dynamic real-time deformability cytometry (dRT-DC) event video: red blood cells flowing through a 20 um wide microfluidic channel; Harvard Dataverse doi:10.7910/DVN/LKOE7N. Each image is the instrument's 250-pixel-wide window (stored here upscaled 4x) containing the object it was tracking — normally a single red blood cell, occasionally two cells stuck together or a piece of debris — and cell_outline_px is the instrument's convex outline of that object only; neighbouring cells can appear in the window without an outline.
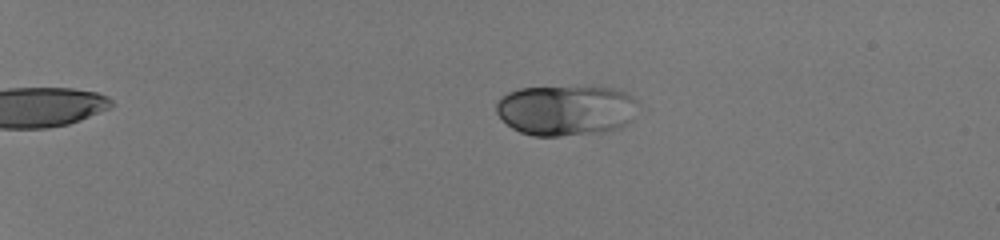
{"species": "human", "species_latin": "Homo sapiens", "temperature_condition": "room temperature", "stored_images_in_passage": 55, "camera_frame_rate_fps": 3000, "um_per_image_px": 0.085, "donor": {"sex": "male"}, "frame": {"image": 1, "passage_image": 15, "time_ms": 4.667, "image_size_px": [1000, 240], "cell_outline_px": [[640, 104], [632, 120], [628, 124], [620, 128], [604, 132], [560, 136], [532, 136], [520, 132], [512, 128], [496, 112], [496, 104], [508, 92], [520, 88], [616, 88], [628, 92]], "centroid_in_image_um": [48.18, 9.39], "position_along_channel_um": 36.8, "area_um2": 41.79}}
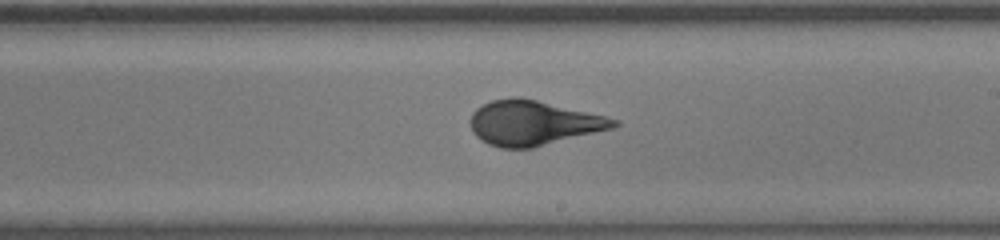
{"frame": {"image": 2, "passage_image": 38, "time_ms": 12.333, "image_size_px": [1000, 240], "cell_outline_px": [[620, 124], [612, 128], [532, 148], [500, 148], [488, 144], [476, 136], [472, 132], [472, 112], [476, 108], [492, 100], [512, 96], [520, 96], [604, 116], [620, 120]], "centroid_in_image_um": [45.3, 10.44], "position_along_channel_um": 243.7, "area_um2": 37.05}}
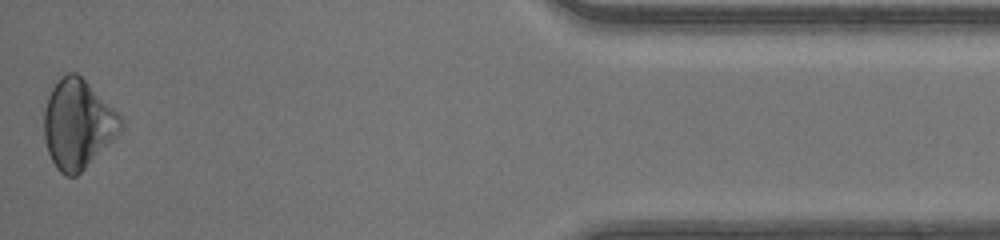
{"frame": {"image": 3, "passage_image": 55, "time_ms": 18.0, "image_size_px": [1000, 240], "cell_outline_px": [[124, 124], [120, 132], [76, 176], [64, 176], [56, 168], [48, 152], [44, 136], [44, 108], [48, 96], [56, 80], [60, 76], [68, 72], [76, 72], [124, 120]], "centroid_in_image_um": [6.58, 10.54], "position_along_channel_um": 428.6, "area_um2": 39.25}, "authors_computed_cell_mechanics": {"area_um2": 38.6682, "velocity_mm_per_s": 4.1746, "shape_relaxation_time_tau1_ms": 4.8874, "shape_relaxation_time_tau2_ms": null, "deformation_change_tau1": 0.1703, "deformation_change_tau2": null}}